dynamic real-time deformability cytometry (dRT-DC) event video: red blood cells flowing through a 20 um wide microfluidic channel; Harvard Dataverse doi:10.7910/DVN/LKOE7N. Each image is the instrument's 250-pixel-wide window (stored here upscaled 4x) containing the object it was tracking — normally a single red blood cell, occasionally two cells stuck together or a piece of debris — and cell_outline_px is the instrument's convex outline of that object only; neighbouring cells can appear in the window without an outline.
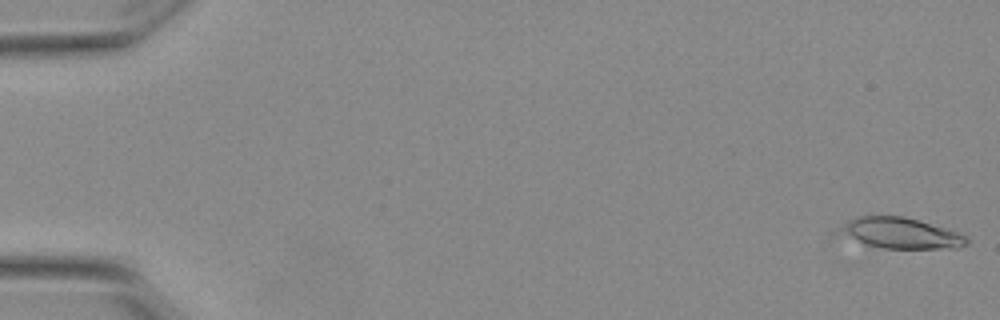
{"species": "Egyptian fruit bat (a non-hibernating species)", "species_latin": "Rousettus aegyptiacus", "temperature_condition": "warm", "stored_images_in_passage": 10, "camera_frame_rate_fps": 3000, "um_per_image_px": 0.085, "animal": {"sex": "female"}, "frame": {"image": 1, "passage_image": 1, "time_ms": 0.0, "image_size_px": [1000, 320], "cell_outline_px": [[968, 244], [956, 248], [884, 248], [864, 244], [832, 232], [836, 228], [860, 216], [904, 216], [960, 232], [968, 236]], "centroid_in_image_um": [76.54, 19.82], "position_along_channel_um": 8.5, "area_um2": 22.95}}